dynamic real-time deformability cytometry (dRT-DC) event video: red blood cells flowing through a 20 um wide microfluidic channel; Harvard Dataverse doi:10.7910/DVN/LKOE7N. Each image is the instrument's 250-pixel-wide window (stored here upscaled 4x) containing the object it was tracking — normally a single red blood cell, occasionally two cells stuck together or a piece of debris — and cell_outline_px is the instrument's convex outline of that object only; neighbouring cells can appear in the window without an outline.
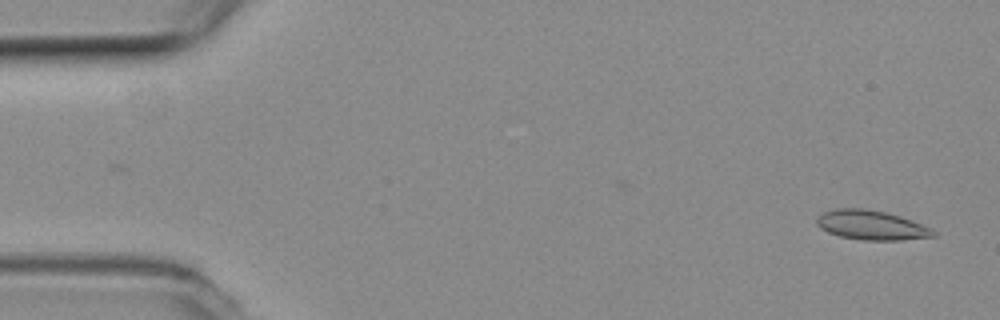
{"species": "common noctule bat (a hibernating species)", "species_latin": "Nyctalus noctula", "temperature_condition": "room temperature", "stored_images_in_passage": 51, "camera_frame_rate_fps": 3000, "um_per_image_px": 0.085, "animal": {"sex": "female", "body_mass_g": 19.3, "forearm_length_mm": 54.1}, "frame": {"image": 1, "passage_image": 1, "time_ms": 0.0, "image_size_px": [1000, 320], "cell_outline_px": [[936, 236], [900, 240], [864, 240], [840, 236], [828, 232], [820, 228], [816, 224], [816, 220], [824, 212], [836, 208], [864, 208], [884, 212], [900, 216], [932, 228], [936, 232]], "centroid_in_image_um": [74.07, 19.14], "position_along_channel_um": 10.9, "area_um2": 19.88}}
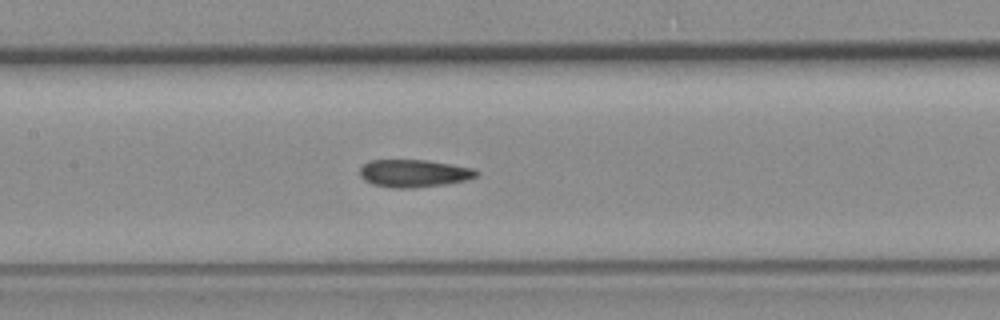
{"frame": {"image": 2, "passage_image": 23, "time_ms": 7.333, "image_size_px": [1000, 320], "cell_outline_px": [[480, 172], [476, 176], [468, 180], [448, 184], [412, 188], [392, 188], [372, 184], [364, 180], [360, 176], [360, 168], [368, 160], [428, 160], [476, 168]], "centroid_in_image_um": [35.22, 14.73], "position_along_channel_um": 172.2, "area_um2": 19.07}}
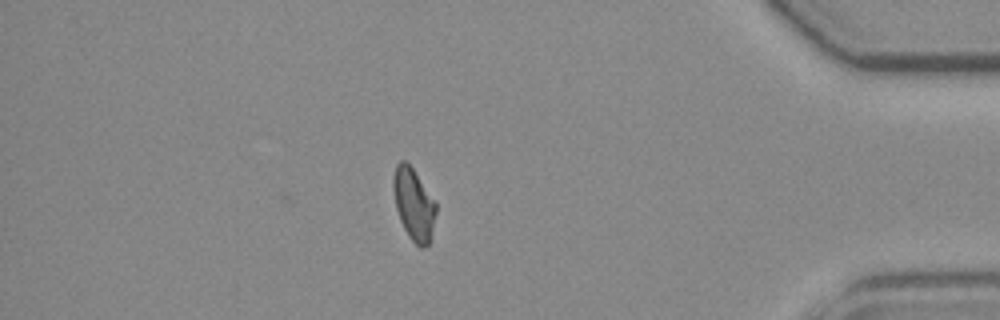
{"frame": {"image": 3, "passage_image": 44, "time_ms": 14.333, "image_size_px": [1000, 320], "cell_outline_px": [[436, 212], [428, 244], [420, 248], [408, 236], [400, 220], [396, 208], [392, 188], [392, 180], [396, 164], [400, 160], [404, 160], [412, 168], [436, 204]], "centroid_in_image_um": [35.12, 17.34], "position_along_channel_um": 400.1, "area_um2": 17.46}, "authors_computed_cell_mechanics": {"area_um2": 18.9584, "velocity_mm_per_s": 3.8674, "shape_relaxation_time_tau1_ms": null, "shape_relaxation_time_tau2_ms": 3.4262, "deformation_change_tau1": null, "deformation_change_tau2": 0.0923}}